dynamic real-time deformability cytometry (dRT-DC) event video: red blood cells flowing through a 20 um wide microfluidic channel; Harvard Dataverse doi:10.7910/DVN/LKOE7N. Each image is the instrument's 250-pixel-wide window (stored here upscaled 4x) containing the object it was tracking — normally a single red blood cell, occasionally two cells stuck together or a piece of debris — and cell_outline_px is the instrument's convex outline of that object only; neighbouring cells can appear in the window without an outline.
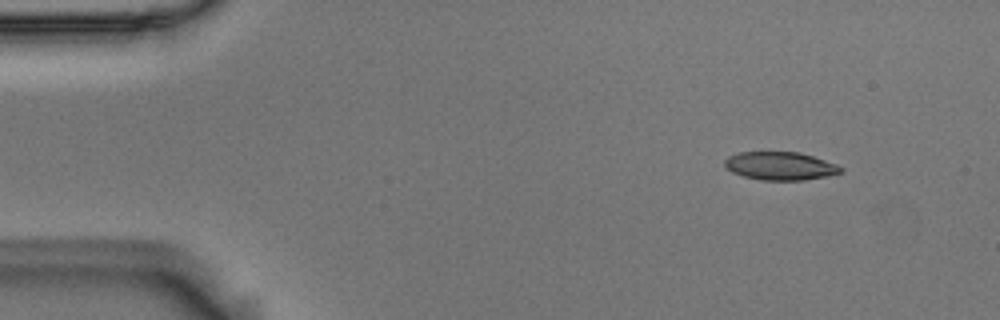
{"species": "Egyptian fruit bat (a non-hibernating species)", "species_latin": "Rousettus aegyptiacus", "temperature_condition": "room temperature", "stored_images_in_passage": 8, "camera_frame_rate_fps": 3000, "um_per_image_px": 0.085, "animal": {"sex": "male"}, "frame": {"image": 1, "passage_image": 2, "time_ms": 0.333, "image_size_px": [1000, 320], "cell_outline_px": [[844, 168], [840, 172], [828, 176], [804, 180], [760, 180], [744, 176], [732, 172], [724, 168], [724, 160], [728, 156], [740, 152], [800, 152], [836, 164]], "centroid_in_image_um": [66.29, 14.11], "position_along_channel_um": 18.7, "area_um2": 19.07}}
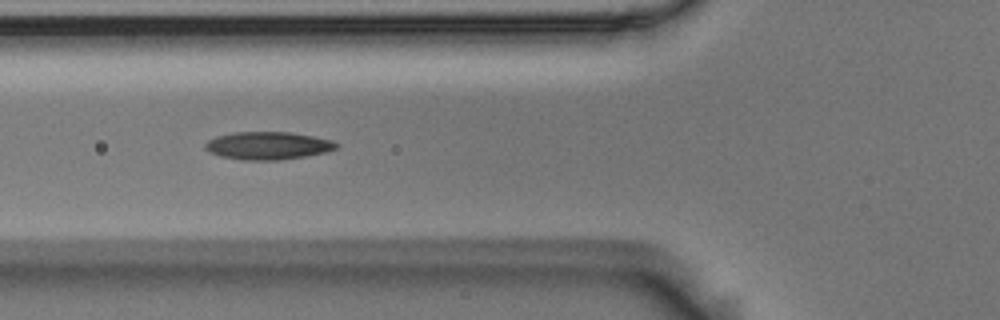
{"frame": {"image": 2, "passage_image": 6, "time_ms": 1.667, "image_size_px": [1000, 320], "cell_outline_px": [[340, 144], [336, 148], [328, 152], [280, 160], [240, 160], [220, 156], [208, 152], [204, 148], [204, 144], [208, 140], [216, 136], [232, 132], [288, 132], [312, 136], [332, 140]], "centroid_in_image_um": [22.74, 12.38], "position_along_channel_um": 103.1, "area_um2": 21.39}}
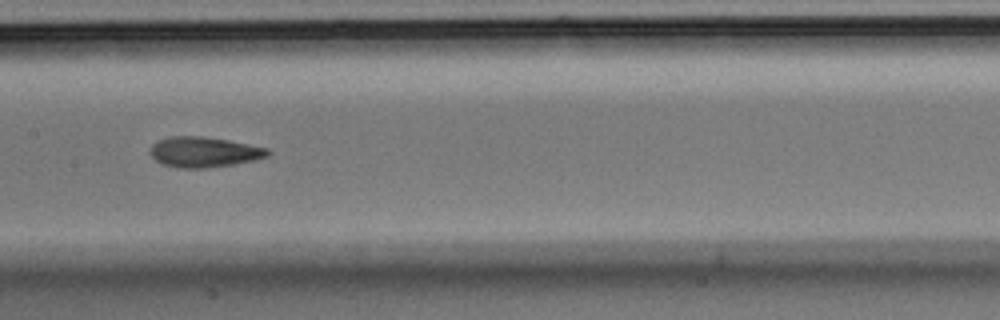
{"frame": {"image": 3, "passage_image": 8, "time_ms": 2.333, "image_size_px": [1000, 320], "cell_outline_px": [[272, 152], [268, 156], [252, 160], [232, 164], [204, 168], [176, 168], [160, 164], [148, 152], [148, 148], [152, 144], [160, 140], [172, 136], [204, 136], [228, 140], [268, 148]], "centroid_in_image_um": [17.3, 12.92], "position_along_channel_um": 190.1, "area_um2": 20.87}}